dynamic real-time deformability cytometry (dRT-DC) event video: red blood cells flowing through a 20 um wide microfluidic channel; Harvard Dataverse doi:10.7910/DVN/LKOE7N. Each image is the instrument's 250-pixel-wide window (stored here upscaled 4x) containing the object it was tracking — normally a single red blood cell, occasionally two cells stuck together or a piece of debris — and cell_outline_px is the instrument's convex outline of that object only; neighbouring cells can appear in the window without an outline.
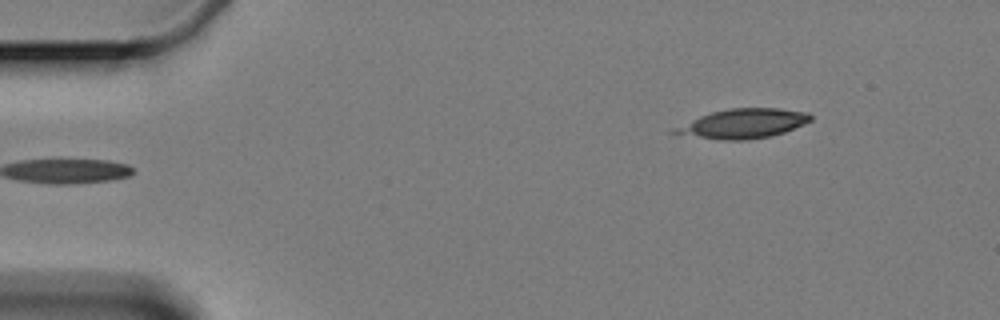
{"species": "Egyptian fruit bat (a non-hibernating species)", "species_latin": "Rousettus aegyptiacus", "temperature_condition": "cold", "stored_images_in_passage": 3, "camera_frame_rate_fps": 3000, "um_per_image_px": 0.085, "animal": {"sex": "female"}, "frame": {"image": 1, "passage_image": 3, "time_ms": 2.333, "image_size_px": [1000, 320], "cell_outline_px": [[812, 120], [804, 124], [784, 132], [772, 136], [748, 140], [720, 140], [668, 132], [668, 128], [700, 116], [712, 112], [732, 108], [780, 108], [808, 112], [812, 116]], "centroid_in_image_um": [63.13, 10.51], "position_along_channel_um": 21.9, "area_um2": 23.52}}